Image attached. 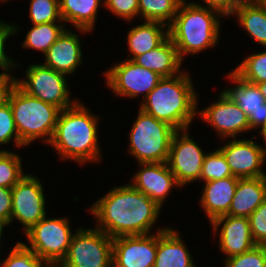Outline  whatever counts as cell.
Returning <instances> with one entry per match:
<instances>
[{
  "label": "cell",
  "instance_id": "obj_1",
  "mask_svg": "<svg viewBox=\"0 0 266 267\" xmlns=\"http://www.w3.org/2000/svg\"><path fill=\"white\" fill-rule=\"evenodd\" d=\"M90 208L98 222L96 228L111 238L150 234L161 210L130 184L111 189Z\"/></svg>",
  "mask_w": 266,
  "mask_h": 267
},
{
  "label": "cell",
  "instance_id": "obj_2",
  "mask_svg": "<svg viewBox=\"0 0 266 267\" xmlns=\"http://www.w3.org/2000/svg\"><path fill=\"white\" fill-rule=\"evenodd\" d=\"M89 111L79 101L60 111L48 144L60 153L61 159L84 164L98 162L102 158L97 136L99 118Z\"/></svg>",
  "mask_w": 266,
  "mask_h": 267
},
{
  "label": "cell",
  "instance_id": "obj_3",
  "mask_svg": "<svg viewBox=\"0 0 266 267\" xmlns=\"http://www.w3.org/2000/svg\"><path fill=\"white\" fill-rule=\"evenodd\" d=\"M187 72L162 77L140 109L176 130H188L197 115V96Z\"/></svg>",
  "mask_w": 266,
  "mask_h": 267
},
{
  "label": "cell",
  "instance_id": "obj_4",
  "mask_svg": "<svg viewBox=\"0 0 266 267\" xmlns=\"http://www.w3.org/2000/svg\"><path fill=\"white\" fill-rule=\"evenodd\" d=\"M185 2L180 3L177 14L168 26L169 38L182 61L186 54H197L217 45L221 27L217 16H226L218 9Z\"/></svg>",
  "mask_w": 266,
  "mask_h": 267
},
{
  "label": "cell",
  "instance_id": "obj_5",
  "mask_svg": "<svg viewBox=\"0 0 266 267\" xmlns=\"http://www.w3.org/2000/svg\"><path fill=\"white\" fill-rule=\"evenodd\" d=\"M8 103L19 138L25 145L42 138L43 142H50L61 111L58 107L28 95L17 84L9 95Z\"/></svg>",
  "mask_w": 266,
  "mask_h": 267
},
{
  "label": "cell",
  "instance_id": "obj_6",
  "mask_svg": "<svg viewBox=\"0 0 266 267\" xmlns=\"http://www.w3.org/2000/svg\"><path fill=\"white\" fill-rule=\"evenodd\" d=\"M177 130L139 108L129 134L130 154L140 163L167 162L173 134Z\"/></svg>",
  "mask_w": 266,
  "mask_h": 267
},
{
  "label": "cell",
  "instance_id": "obj_7",
  "mask_svg": "<svg viewBox=\"0 0 266 267\" xmlns=\"http://www.w3.org/2000/svg\"><path fill=\"white\" fill-rule=\"evenodd\" d=\"M67 218H47L45 216L33 225L25 236L38 257L57 267L66 257L73 237Z\"/></svg>",
  "mask_w": 266,
  "mask_h": 267
},
{
  "label": "cell",
  "instance_id": "obj_8",
  "mask_svg": "<svg viewBox=\"0 0 266 267\" xmlns=\"http://www.w3.org/2000/svg\"><path fill=\"white\" fill-rule=\"evenodd\" d=\"M113 238L103 231L81 229L74 233L66 257L57 267H112Z\"/></svg>",
  "mask_w": 266,
  "mask_h": 267
},
{
  "label": "cell",
  "instance_id": "obj_9",
  "mask_svg": "<svg viewBox=\"0 0 266 267\" xmlns=\"http://www.w3.org/2000/svg\"><path fill=\"white\" fill-rule=\"evenodd\" d=\"M26 80H16V84L28 95L52 104L60 110L73 106L64 74L44 64H31L26 70Z\"/></svg>",
  "mask_w": 266,
  "mask_h": 267
},
{
  "label": "cell",
  "instance_id": "obj_10",
  "mask_svg": "<svg viewBox=\"0 0 266 267\" xmlns=\"http://www.w3.org/2000/svg\"><path fill=\"white\" fill-rule=\"evenodd\" d=\"M106 84L115 95L134 98L143 93L145 98L162 78L157 72L148 70L130 59L121 61L105 72Z\"/></svg>",
  "mask_w": 266,
  "mask_h": 267
},
{
  "label": "cell",
  "instance_id": "obj_11",
  "mask_svg": "<svg viewBox=\"0 0 266 267\" xmlns=\"http://www.w3.org/2000/svg\"><path fill=\"white\" fill-rule=\"evenodd\" d=\"M177 130L172 137L167 164L180 187L200 180L206 153L190 138L186 130Z\"/></svg>",
  "mask_w": 266,
  "mask_h": 267
},
{
  "label": "cell",
  "instance_id": "obj_12",
  "mask_svg": "<svg viewBox=\"0 0 266 267\" xmlns=\"http://www.w3.org/2000/svg\"><path fill=\"white\" fill-rule=\"evenodd\" d=\"M45 203L40 180L33 175L26 174L12 187L10 224L16 219L24 226V232H27L46 216Z\"/></svg>",
  "mask_w": 266,
  "mask_h": 267
},
{
  "label": "cell",
  "instance_id": "obj_13",
  "mask_svg": "<svg viewBox=\"0 0 266 267\" xmlns=\"http://www.w3.org/2000/svg\"><path fill=\"white\" fill-rule=\"evenodd\" d=\"M219 150L224 155L232 175L238 178H256L266 176L262 170L265 163L266 148L250 139L233 138Z\"/></svg>",
  "mask_w": 266,
  "mask_h": 267
},
{
  "label": "cell",
  "instance_id": "obj_14",
  "mask_svg": "<svg viewBox=\"0 0 266 267\" xmlns=\"http://www.w3.org/2000/svg\"><path fill=\"white\" fill-rule=\"evenodd\" d=\"M156 253L157 233L115 237L112 267H154Z\"/></svg>",
  "mask_w": 266,
  "mask_h": 267
},
{
  "label": "cell",
  "instance_id": "obj_15",
  "mask_svg": "<svg viewBox=\"0 0 266 267\" xmlns=\"http://www.w3.org/2000/svg\"><path fill=\"white\" fill-rule=\"evenodd\" d=\"M217 101L197 114L212 125L221 138H235L240 133L250 131L247 114L223 90Z\"/></svg>",
  "mask_w": 266,
  "mask_h": 267
},
{
  "label": "cell",
  "instance_id": "obj_16",
  "mask_svg": "<svg viewBox=\"0 0 266 267\" xmlns=\"http://www.w3.org/2000/svg\"><path fill=\"white\" fill-rule=\"evenodd\" d=\"M211 225L214 233L222 227L218 244L226 258L250 251L257 245L253 240L248 217L223 215L215 218Z\"/></svg>",
  "mask_w": 266,
  "mask_h": 267
},
{
  "label": "cell",
  "instance_id": "obj_17",
  "mask_svg": "<svg viewBox=\"0 0 266 267\" xmlns=\"http://www.w3.org/2000/svg\"><path fill=\"white\" fill-rule=\"evenodd\" d=\"M141 169L133 176L131 186L143 192L162 207L172 187H180L167 162L140 163Z\"/></svg>",
  "mask_w": 266,
  "mask_h": 267
},
{
  "label": "cell",
  "instance_id": "obj_18",
  "mask_svg": "<svg viewBox=\"0 0 266 267\" xmlns=\"http://www.w3.org/2000/svg\"><path fill=\"white\" fill-rule=\"evenodd\" d=\"M227 77L236 86L223 91L247 114L250 130L262 127L266 120V99L258 86L243 80L233 70Z\"/></svg>",
  "mask_w": 266,
  "mask_h": 267
},
{
  "label": "cell",
  "instance_id": "obj_19",
  "mask_svg": "<svg viewBox=\"0 0 266 267\" xmlns=\"http://www.w3.org/2000/svg\"><path fill=\"white\" fill-rule=\"evenodd\" d=\"M44 58L45 66L64 75L73 74L83 61L79 36L66 29L48 49Z\"/></svg>",
  "mask_w": 266,
  "mask_h": 267
},
{
  "label": "cell",
  "instance_id": "obj_20",
  "mask_svg": "<svg viewBox=\"0 0 266 267\" xmlns=\"http://www.w3.org/2000/svg\"><path fill=\"white\" fill-rule=\"evenodd\" d=\"M182 238L172 228L157 231V253L154 267H195Z\"/></svg>",
  "mask_w": 266,
  "mask_h": 267
},
{
  "label": "cell",
  "instance_id": "obj_21",
  "mask_svg": "<svg viewBox=\"0 0 266 267\" xmlns=\"http://www.w3.org/2000/svg\"><path fill=\"white\" fill-rule=\"evenodd\" d=\"M238 180V177L231 176L205 182L200 204L210 222L228 213Z\"/></svg>",
  "mask_w": 266,
  "mask_h": 267
},
{
  "label": "cell",
  "instance_id": "obj_22",
  "mask_svg": "<svg viewBox=\"0 0 266 267\" xmlns=\"http://www.w3.org/2000/svg\"><path fill=\"white\" fill-rule=\"evenodd\" d=\"M266 200V176L239 178L226 215L249 217Z\"/></svg>",
  "mask_w": 266,
  "mask_h": 267
},
{
  "label": "cell",
  "instance_id": "obj_23",
  "mask_svg": "<svg viewBox=\"0 0 266 267\" xmlns=\"http://www.w3.org/2000/svg\"><path fill=\"white\" fill-rule=\"evenodd\" d=\"M132 61L148 70L157 72L161 77H171L179 74L183 63L169 36L158 47L135 56Z\"/></svg>",
  "mask_w": 266,
  "mask_h": 267
},
{
  "label": "cell",
  "instance_id": "obj_24",
  "mask_svg": "<svg viewBox=\"0 0 266 267\" xmlns=\"http://www.w3.org/2000/svg\"><path fill=\"white\" fill-rule=\"evenodd\" d=\"M230 15H237L239 25L266 48V5L260 0H240Z\"/></svg>",
  "mask_w": 266,
  "mask_h": 267
},
{
  "label": "cell",
  "instance_id": "obj_25",
  "mask_svg": "<svg viewBox=\"0 0 266 267\" xmlns=\"http://www.w3.org/2000/svg\"><path fill=\"white\" fill-rule=\"evenodd\" d=\"M167 26L161 22L144 21L131 28L127 35L129 54H132L130 60L158 47L169 36Z\"/></svg>",
  "mask_w": 266,
  "mask_h": 267
},
{
  "label": "cell",
  "instance_id": "obj_26",
  "mask_svg": "<svg viewBox=\"0 0 266 267\" xmlns=\"http://www.w3.org/2000/svg\"><path fill=\"white\" fill-rule=\"evenodd\" d=\"M101 0H59V10L63 22H69L80 32L94 29Z\"/></svg>",
  "mask_w": 266,
  "mask_h": 267
},
{
  "label": "cell",
  "instance_id": "obj_27",
  "mask_svg": "<svg viewBox=\"0 0 266 267\" xmlns=\"http://www.w3.org/2000/svg\"><path fill=\"white\" fill-rule=\"evenodd\" d=\"M56 23L57 22H50L32 25L33 27L27 32L22 46L26 49L39 50L45 55L48 49L66 30L62 22Z\"/></svg>",
  "mask_w": 266,
  "mask_h": 267
},
{
  "label": "cell",
  "instance_id": "obj_28",
  "mask_svg": "<svg viewBox=\"0 0 266 267\" xmlns=\"http://www.w3.org/2000/svg\"><path fill=\"white\" fill-rule=\"evenodd\" d=\"M183 0H138L139 15L144 21L170 25ZM169 20V23L167 21Z\"/></svg>",
  "mask_w": 266,
  "mask_h": 267
},
{
  "label": "cell",
  "instance_id": "obj_29",
  "mask_svg": "<svg viewBox=\"0 0 266 267\" xmlns=\"http://www.w3.org/2000/svg\"><path fill=\"white\" fill-rule=\"evenodd\" d=\"M25 175L18 154L5 149L0 150V186L12 188Z\"/></svg>",
  "mask_w": 266,
  "mask_h": 267
},
{
  "label": "cell",
  "instance_id": "obj_30",
  "mask_svg": "<svg viewBox=\"0 0 266 267\" xmlns=\"http://www.w3.org/2000/svg\"><path fill=\"white\" fill-rule=\"evenodd\" d=\"M233 71L243 80L253 84L266 81V51L249 55Z\"/></svg>",
  "mask_w": 266,
  "mask_h": 267
},
{
  "label": "cell",
  "instance_id": "obj_31",
  "mask_svg": "<svg viewBox=\"0 0 266 267\" xmlns=\"http://www.w3.org/2000/svg\"><path fill=\"white\" fill-rule=\"evenodd\" d=\"M0 262L2 267H52L20 241L12 248L8 257Z\"/></svg>",
  "mask_w": 266,
  "mask_h": 267
},
{
  "label": "cell",
  "instance_id": "obj_32",
  "mask_svg": "<svg viewBox=\"0 0 266 267\" xmlns=\"http://www.w3.org/2000/svg\"><path fill=\"white\" fill-rule=\"evenodd\" d=\"M232 172L226 159L219 149L214 152H206L202 164L200 179L204 182L231 177Z\"/></svg>",
  "mask_w": 266,
  "mask_h": 267
},
{
  "label": "cell",
  "instance_id": "obj_33",
  "mask_svg": "<svg viewBox=\"0 0 266 267\" xmlns=\"http://www.w3.org/2000/svg\"><path fill=\"white\" fill-rule=\"evenodd\" d=\"M29 14L32 25L63 22L59 10V0H31Z\"/></svg>",
  "mask_w": 266,
  "mask_h": 267
},
{
  "label": "cell",
  "instance_id": "obj_34",
  "mask_svg": "<svg viewBox=\"0 0 266 267\" xmlns=\"http://www.w3.org/2000/svg\"><path fill=\"white\" fill-rule=\"evenodd\" d=\"M225 267H266V248L256 245L250 251L226 258Z\"/></svg>",
  "mask_w": 266,
  "mask_h": 267
},
{
  "label": "cell",
  "instance_id": "obj_35",
  "mask_svg": "<svg viewBox=\"0 0 266 267\" xmlns=\"http://www.w3.org/2000/svg\"><path fill=\"white\" fill-rule=\"evenodd\" d=\"M12 139L16 146H26L19 138L12 109L7 102L0 107V145L8 144Z\"/></svg>",
  "mask_w": 266,
  "mask_h": 267
},
{
  "label": "cell",
  "instance_id": "obj_36",
  "mask_svg": "<svg viewBox=\"0 0 266 267\" xmlns=\"http://www.w3.org/2000/svg\"><path fill=\"white\" fill-rule=\"evenodd\" d=\"M253 240L257 245L266 244V200L248 217Z\"/></svg>",
  "mask_w": 266,
  "mask_h": 267
},
{
  "label": "cell",
  "instance_id": "obj_37",
  "mask_svg": "<svg viewBox=\"0 0 266 267\" xmlns=\"http://www.w3.org/2000/svg\"><path fill=\"white\" fill-rule=\"evenodd\" d=\"M105 5L117 17L124 20H132V18L139 17V3L138 0H103Z\"/></svg>",
  "mask_w": 266,
  "mask_h": 267
},
{
  "label": "cell",
  "instance_id": "obj_38",
  "mask_svg": "<svg viewBox=\"0 0 266 267\" xmlns=\"http://www.w3.org/2000/svg\"><path fill=\"white\" fill-rule=\"evenodd\" d=\"M16 32H18V27L16 25L0 21V69L4 70L0 75H10L9 69L13 67L17 68V64L14 63V60L12 61L4 51L6 39H8L10 35L16 34Z\"/></svg>",
  "mask_w": 266,
  "mask_h": 267
},
{
  "label": "cell",
  "instance_id": "obj_39",
  "mask_svg": "<svg viewBox=\"0 0 266 267\" xmlns=\"http://www.w3.org/2000/svg\"><path fill=\"white\" fill-rule=\"evenodd\" d=\"M12 214V188L0 186V220L10 226Z\"/></svg>",
  "mask_w": 266,
  "mask_h": 267
},
{
  "label": "cell",
  "instance_id": "obj_40",
  "mask_svg": "<svg viewBox=\"0 0 266 267\" xmlns=\"http://www.w3.org/2000/svg\"><path fill=\"white\" fill-rule=\"evenodd\" d=\"M17 78L11 75H0V107L8 102L9 95L16 85Z\"/></svg>",
  "mask_w": 266,
  "mask_h": 267
},
{
  "label": "cell",
  "instance_id": "obj_41",
  "mask_svg": "<svg viewBox=\"0 0 266 267\" xmlns=\"http://www.w3.org/2000/svg\"><path fill=\"white\" fill-rule=\"evenodd\" d=\"M207 7L220 10L224 15L230 16L234 7L240 0H202Z\"/></svg>",
  "mask_w": 266,
  "mask_h": 267
},
{
  "label": "cell",
  "instance_id": "obj_42",
  "mask_svg": "<svg viewBox=\"0 0 266 267\" xmlns=\"http://www.w3.org/2000/svg\"><path fill=\"white\" fill-rule=\"evenodd\" d=\"M263 95V97L266 99V81L256 84Z\"/></svg>",
  "mask_w": 266,
  "mask_h": 267
},
{
  "label": "cell",
  "instance_id": "obj_43",
  "mask_svg": "<svg viewBox=\"0 0 266 267\" xmlns=\"http://www.w3.org/2000/svg\"><path fill=\"white\" fill-rule=\"evenodd\" d=\"M259 133L262 134L263 139L265 141V145H266V120H265V123L263 124V126L261 127V130L259 131Z\"/></svg>",
  "mask_w": 266,
  "mask_h": 267
},
{
  "label": "cell",
  "instance_id": "obj_44",
  "mask_svg": "<svg viewBox=\"0 0 266 267\" xmlns=\"http://www.w3.org/2000/svg\"><path fill=\"white\" fill-rule=\"evenodd\" d=\"M4 227H6V225L0 220V242H1V237L3 235V229ZM0 247H1V243H0Z\"/></svg>",
  "mask_w": 266,
  "mask_h": 267
},
{
  "label": "cell",
  "instance_id": "obj_45",
  "mask_svg": "<svg viewBox=\"0 0 266 267\" xmlns=\"http://www.w3.org/2000/svg\"><path fill=\"white\" fill-rule=\"evenodd\" d=\"M263 4L266 5V0H260Z\"/></svg>",
  "mask_w": 266,
  "mask_h": 267
}]
</instances>
